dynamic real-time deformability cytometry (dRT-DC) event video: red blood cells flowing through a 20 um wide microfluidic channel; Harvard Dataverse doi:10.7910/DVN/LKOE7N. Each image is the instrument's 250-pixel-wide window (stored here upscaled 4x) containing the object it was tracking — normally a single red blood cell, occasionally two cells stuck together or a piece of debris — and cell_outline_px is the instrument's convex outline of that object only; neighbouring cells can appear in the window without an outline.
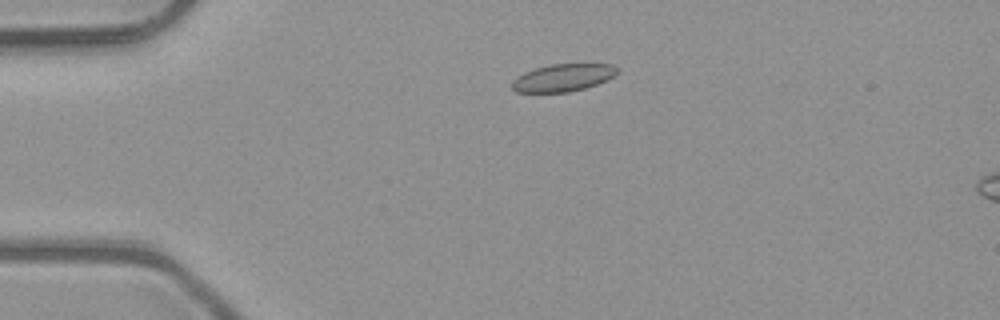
{"species": "common noctule bat (a hibernating species)", "species_latin": "Nyctalus noctula", "temperature_condition": "room temperature", "stored_images_in_passage": 5, "camera_frame_rate_fps": 3000, "um_per_image_px": 0.085, "animal": {"sex": "male", "body_mass_g": 23.1, "forearm_length_mm": 52.7}, "frame": {"image": 1, "passage_image": 5, "time_ms": 1.333, "image_size_px": [1000, 320], "cell_outline_px": [[620, 72], [616, 76], [608, 80], [584, 88], [568, 92], [516, 92], [512, 88], [512, 80], [516, 76], [524, 72], [536, 68], [552, 64], [612, 64], [620, 68]], "centroid_in_image_um": [47.9, 6.59], "position_along_channel_um": 37.1, "area_um2": 16.99}}